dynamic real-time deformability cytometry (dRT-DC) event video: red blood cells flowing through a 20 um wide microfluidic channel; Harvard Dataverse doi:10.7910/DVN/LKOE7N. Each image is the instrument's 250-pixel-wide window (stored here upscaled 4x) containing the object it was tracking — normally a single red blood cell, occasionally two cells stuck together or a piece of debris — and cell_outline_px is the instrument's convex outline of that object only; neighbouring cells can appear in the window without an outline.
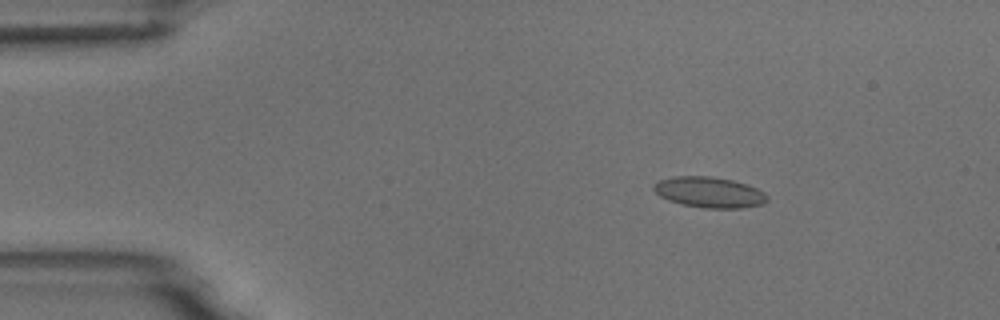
{"species": "common noctule bat (a hibernating species)", "species_latin": "Nyctalus noctula", "temperature_condition": "room temperature", "stored_images_in_passage": 5, "camera_frame_rate_fps": 3000, "um_per_image_px": 0.085, "animal": {"sex": "male", "body_mass_g": 18.8}, "frame": {"image": 1, "passage_image": 3, "time_ms": 2.333, "image_size_px": [1000, 320], "cell_outline_px": [[768, 200], [760, 204], [740, 208], [704, 208], [684, 204], [668, 200], [660, 196], [652, 188], [652, 184], [660, 180], [672, 176], [712, 176], [732, 180], [748, 184], [764, 192], [768, 196]], "centroid_in_image_um": [60.28, 16.33], "position_along_channel_um": 24.7, "area_um2": 20.29}}